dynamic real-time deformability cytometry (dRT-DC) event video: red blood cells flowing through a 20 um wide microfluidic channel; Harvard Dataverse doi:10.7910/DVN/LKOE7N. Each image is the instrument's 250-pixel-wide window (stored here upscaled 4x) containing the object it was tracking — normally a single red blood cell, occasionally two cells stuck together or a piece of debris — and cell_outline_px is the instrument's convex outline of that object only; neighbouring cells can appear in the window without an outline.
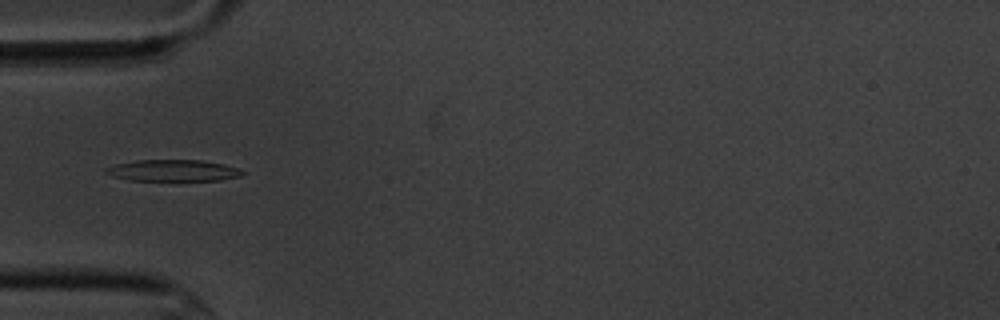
{"species": "common noctule bat (a hibernating species)", "species_latin": "Nyctalus noctula", "temperature_condition": "cold", "stored_images_in_passage": 3, "camera_frame_rate_fps": 3000, "um_per_image_px": 0.085, "animal": {"sex": "male", "body_mass_g": 20.1, "forearm_length_mm": 53.5}, "frame": {"image": 1, "passage_image": 1, "time_ms": 0.0, "image_size_px": [1000, 320], "cell_outline_px": [[244, 172], [240, 176], [220, 180], [176, 184], [128, 180], [112, 176], [104, 172], [104, 168], [116, 164], [136, 160], [200, 160], [224, 164], [240, 168]], "centroid_in_image_um": [14.7, 14.55], "position_along_channel_um": 70.3, "area_um2": 18.38}}
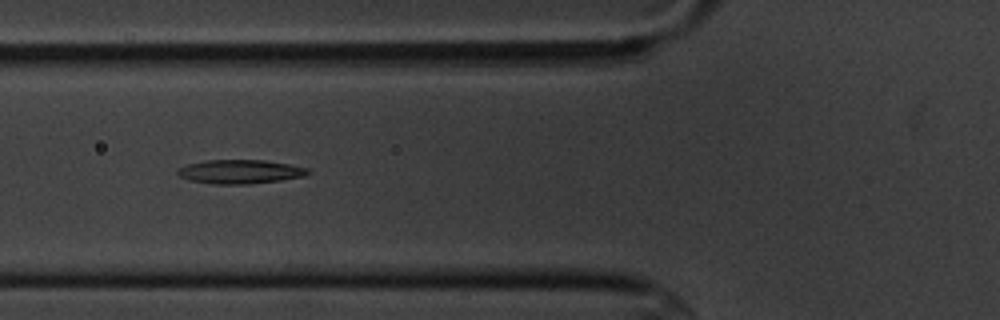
{"frame": {"image": 2, "passage_image": 2, "time_ms": 1.0, "image_size_px": [1000, 320], "cell_outline_px": [[308, 172], [304, 176], [280, 180], [248, 184], [212, 184], [188, 180], [180, 176], [176, 172], [180, 168], [188, 164], [208, 160], [264, 160], [288, 164], [308, 168]], "centroid_in_image_um": [20.38, 14.59], "position_along_channel_um": 105.4, "area_um2": 17.98}}
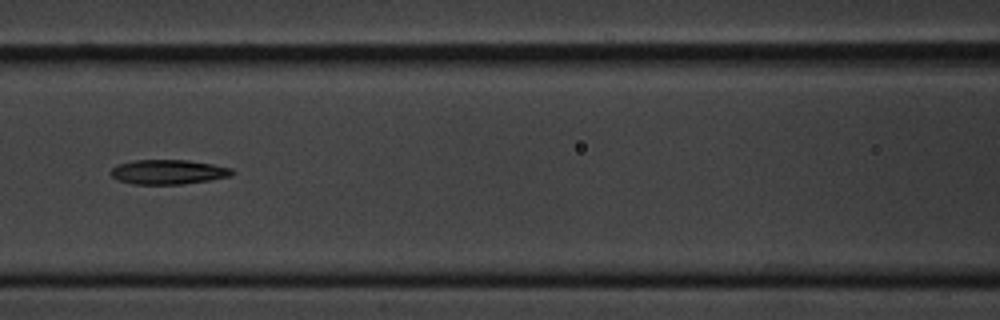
{"frame": {"image": 3, "passage_image": 3, "time_ms": 2.333, "image_size_px": [1000, 320], "cell_outline_px": [[236, 172], [232, 176], [184, 184], [132, 184], [120, 180], [112, 176], [112, 168], [116, 164], [136, 160], [188, 160], [212, 164], [232, 168]], "centroid_in_image_um": [14.34, 14.61], "position_along_channel_um": 152.3, "area_um2": 17.34}}